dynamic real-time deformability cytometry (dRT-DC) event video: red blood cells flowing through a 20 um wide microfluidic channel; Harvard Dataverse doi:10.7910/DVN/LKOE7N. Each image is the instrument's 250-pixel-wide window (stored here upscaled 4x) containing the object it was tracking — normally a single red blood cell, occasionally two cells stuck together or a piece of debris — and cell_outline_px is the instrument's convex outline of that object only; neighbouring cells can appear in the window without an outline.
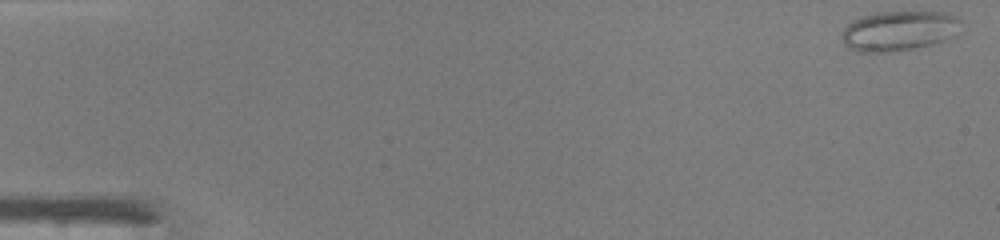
{"species": "common noctule bat (a hibernating species)", "species_latin": "Nyctalus noctula", "temperature_condition": "warm", "stored_images_in_passage": 47, "camera_frame_rate_fps": 3000, "um_per_image_px": 0.085, "animal": {"sex": "male", "body_mass_g": 19.0, "forearm_length_mm": 50.8}, "frame": {"image": 1, "passage_image": 1, "time_ms": 0.0, "image_size_px": [1000, 240], "cell_outline_px": [[960, 20], [956, 36], [944, 40], [916, 48], [888, 52], [856, 52], [848, 48], [844, 44], [840, 36], [844, 28], [852, 20], [864, 16], [880, 12], [940, 12], [956, 16]], "centroid_in_image_um": [76.37, 2.63], "position_along_channel_um": 8.6, "area_um2": 27.69}}
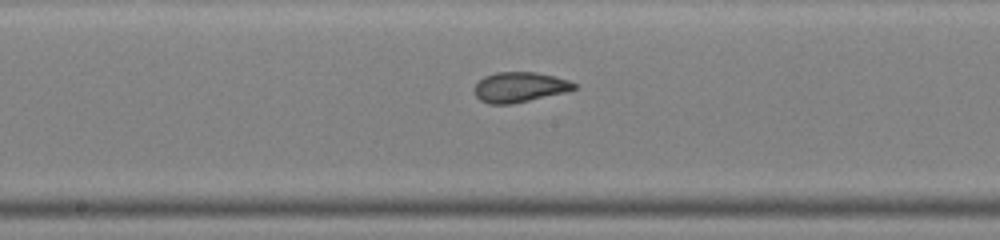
{"frame": {"image": 2, "passage_image": 25, "time_ms": 8.0, "image_size_px": [1000, 240], "cell_outline_px": [[576, 88], [568, 92], [512, 104], [488, 104], [480, 100], [476, 96], [476, 84], [484, 76], [496, 72], [536, 72], [556, 76], [568, 80], [576, 84]], "centroid_in_image_um": [44.2, 7.41], "position_along_channel_um": 204.0, "area_um2": 17.57}}
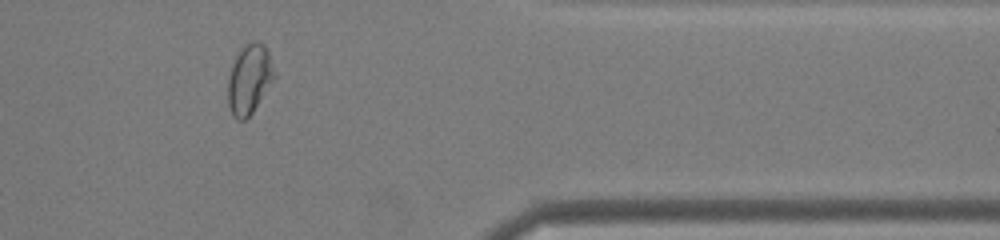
{"frame": {"image": 3, "passage_image": 39, "time_ms": 12.667, "image_size_px": [1000, 240], "cell_outline_px": [[276, 80], [252, 112], [244, 120], [236, 120], [232, 116], [228, 104], [228, 76], [232, 64], [236, 56], [244, 44], [252, 40], [256, 40], [264, 44], [268, 48], [276, 72]], "centroid_in_image_um": [21.23, 6.7], "position_along_channel_um": 390.2, "area_um2": 19.42}, "authors_computed_cell_mechanics": {"area_um2": 19.4208, "velocity_mm_per_s": 4.3377, "shape_relaxation_time_tau1_ms": null, "shape_relaxation_time_tau2_ms": 0.9494, "deformation_change_tau1": null, "deformation_change_tau2": 0.062}}